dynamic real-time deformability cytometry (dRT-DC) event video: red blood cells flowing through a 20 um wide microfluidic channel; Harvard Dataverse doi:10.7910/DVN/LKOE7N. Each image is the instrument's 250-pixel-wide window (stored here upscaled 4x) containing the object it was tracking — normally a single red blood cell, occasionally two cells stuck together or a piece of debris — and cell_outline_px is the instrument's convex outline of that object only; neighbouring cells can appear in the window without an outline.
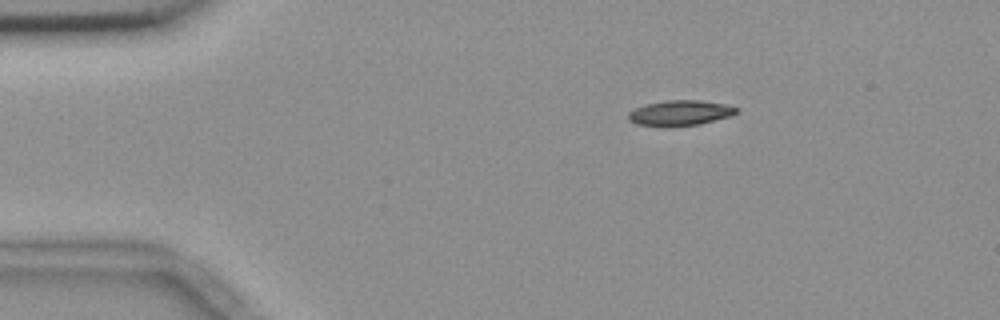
{"species": "common noctule bat (a hibernating species)", "species_latin": "Nyctalus noctula", "temperature_condition": "room temperature", "stored_images_in_passage": 47, "camera_frame_rate_fps": 3000, "um_per_image_px": 0.085, "animal": {"sex": "female", "body_mass_g": 18.4}, "frame": {"image": 1, "passage_image": 1, "time_ms": 0.0, "image_size_px": [1000, 320], "cell_outline_px": [[740, 108], [732, 116], [700, 124], [636, 124], [628, 120], [628, 112], [644, 104], [664, 100], [700, 100], [728, 104]], "centroid_in_image_um": [57.87, 9.55], "position_along_channel_um": 27.1, "area_um2": 15.55}}
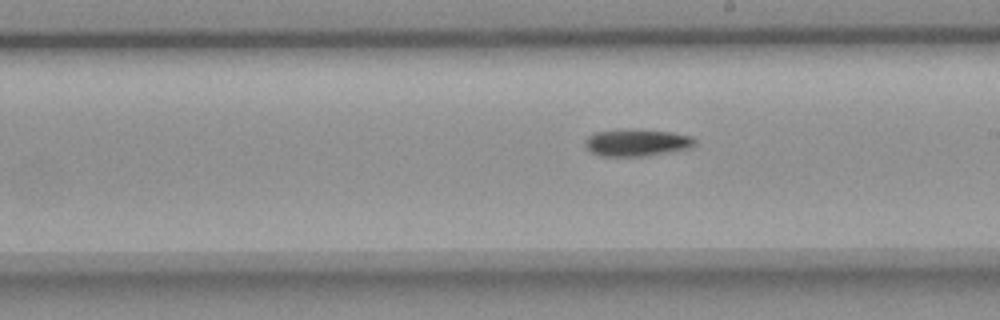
{"frame": {"image": 2, "passage_image": 23, "time_ms": 7.333, "image_size_px": [1000, 320], "cell_outline_px": [[696, 144], [692, 148], [648, 156], [600, 156], [592, 152], [584, 144], [584, 140], [588, 136], [596, 132], [620, 128], [672, 132], [692, 136], [696, 140]], "centroid_in_image_um": [54.15, 12.12], "position_along_channel_um": 234.9, "area_um2": 17.63}}
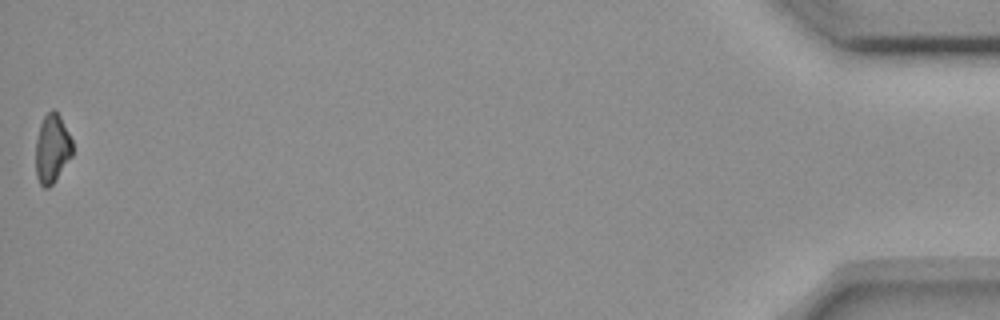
{"frame": {"image": 3, "passage_image": 47, "time_ms": 15.333, "image_size_px": [1000, 320], "cell_outline_px": [[72, 156], [56, 180], [48, 188], [44, 188], [40, 184], [36, 176], [36, 140], [40, 124], [44, 116], [52, 108], [60, 116], [72, 140]], "centroid_in_image_um": [4.42, 12.65], "position_along_channel_um": 430.8, "area_um2": 14.74}}